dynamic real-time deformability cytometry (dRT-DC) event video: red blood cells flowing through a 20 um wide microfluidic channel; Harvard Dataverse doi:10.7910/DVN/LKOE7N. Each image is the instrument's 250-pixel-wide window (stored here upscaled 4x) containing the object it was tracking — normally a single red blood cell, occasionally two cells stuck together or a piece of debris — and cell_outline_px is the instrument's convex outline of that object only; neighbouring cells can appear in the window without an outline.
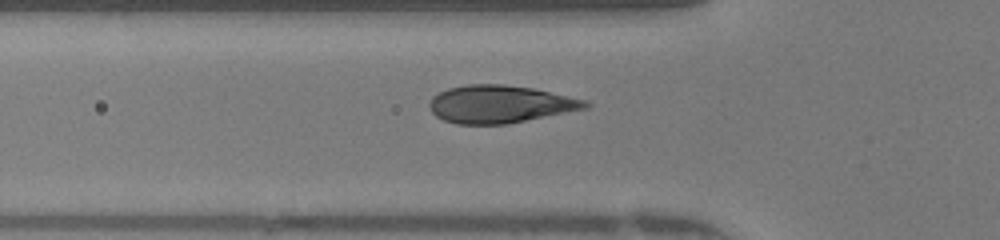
{"species": "human", "species_latin": "Homo sapiens", "temperature_condition": "warm", "stored_images_in_passage": 47, "camera_frame_rate_fps": 3000, "um_per_image_px": 0.085, "donor": {"sex": "female"}, "frame": {"image": 1, "passage_image": 15, "time_ms": 4.667, "image_size_px": [1000, 240], "cell_outline_px": [[592, 104], [588, 108], [504, 124], [456, 124], [444, 120], [436, 116], [432, 112], [428, 104], [432, 96], [448, 88], [468, 84], [504, 84], [532, 88], [588, 100]], "centroid_in_image_um": [42.5, 8.84], "position_along_channel_um": 83.3, "area_um2": 34.1}}
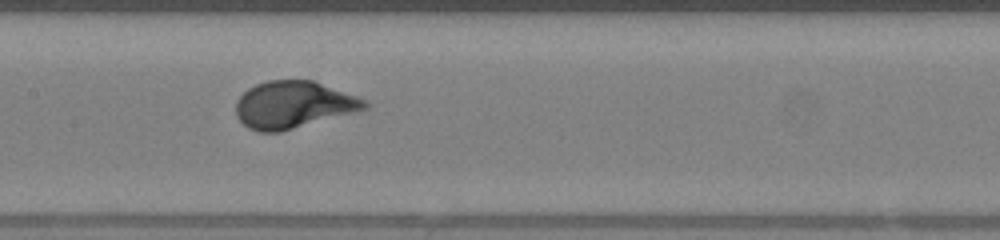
{"frame": {"image": 2, "passage_image": 22, "time_ms": 7.0, "image_size_px": [1000, 240], "cell_outline_px": [[368, 108], [280, 132], [260, 132], [248, 128], [236, 116], [236, 100], [248, 88], [256, 84], [268, 80], [312, 80], [368, 100]], "centroid_in_image_um": [24.92, 8.9], "position_along_channel_um": 182.5, "area_um2": 35.14}}
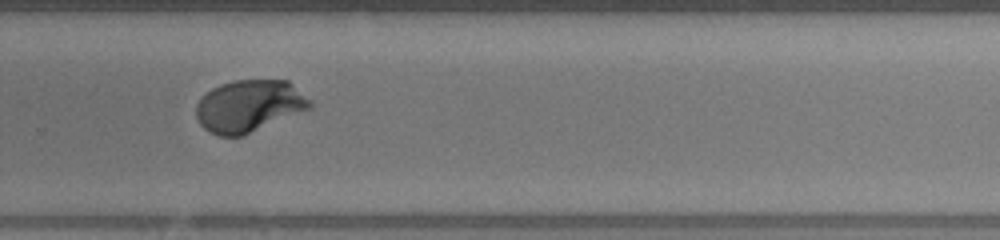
{"frame": {"image": 3, "passage_image": 31, "time_ms": 10.0, "image_size_px": [1000, 240], "cell_outline_px": [[312, 108], [244, 136], [220, 136], [204, 128], [200, 124], [196, 116], [196, 104], [200, 96], [212, 88], [220, 84], [232, 80], [288, 80], [312, 100]], "centroid_in_image_um": [21.19, 9.0], "position_along_channel_um": 308.6, "area_um2": 34.97}, "authors_computed_cell_mechanics": {"area_um2": 34.7378, "velocity_mm_per_s": 4.214, "shape_relaxation_time_tau1_ms": 3.1593, "shape_relaxation_time_tau2_ms": null, "deformation_change_tau1": 0.2052, "deformation_change_tau2": null}}